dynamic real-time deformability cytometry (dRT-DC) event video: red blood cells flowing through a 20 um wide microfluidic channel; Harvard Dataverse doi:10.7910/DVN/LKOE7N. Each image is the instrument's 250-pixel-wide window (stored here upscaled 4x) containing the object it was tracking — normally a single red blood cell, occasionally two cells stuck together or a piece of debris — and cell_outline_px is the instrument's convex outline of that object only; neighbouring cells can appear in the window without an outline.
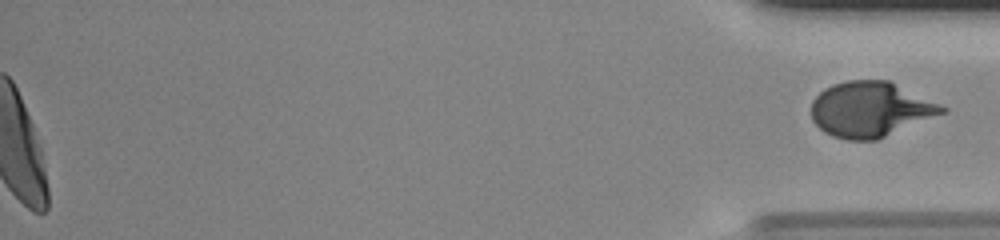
{"species": "human", "species_latin": "Homo sapiens", "temperature_condition": "room temperature", "stored_images_in_passage": 56, "segment_of_instrument_passage": [2, 2], "camera_frame_rate_fps": 3000, "um_per_image_px": 0.085, "donor": {"sex": "male"}, "frame": {"image": 1, "passage_image": 56, "time_ms": 18.333, "image_size_px": [1000, 240], "cell_outline_px": [[948, 112], [876, 140], [848, 140], [832, 136], [824, 132], [812, 120], [812, 100], [824, 88], [832, 84], [848, 80], [892, 80], [948, 108]], "centroid_in_image_um": [74.02, 9.28], "position_along_channel_um": 361.2, "area_um2": 42.43}}